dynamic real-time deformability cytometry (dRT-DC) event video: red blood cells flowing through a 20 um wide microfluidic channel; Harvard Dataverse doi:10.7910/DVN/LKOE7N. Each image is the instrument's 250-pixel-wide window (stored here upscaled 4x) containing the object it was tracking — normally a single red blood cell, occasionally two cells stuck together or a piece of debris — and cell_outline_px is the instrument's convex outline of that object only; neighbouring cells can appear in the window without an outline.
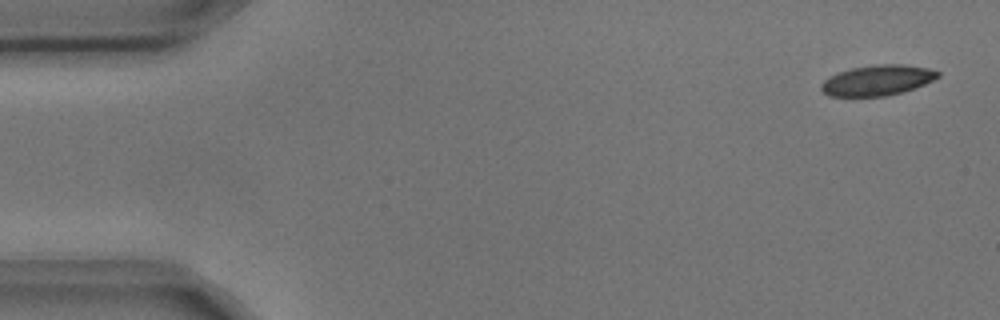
{"species": "common noctule bat (a hibernating species)", "species_latin": "Nyctalus noctula", "temperature_condition": "cold", "stored_images_in_passage": 9, "camera_frame_rate_fps": 3000, "um_per_image_px": 0.085, "animal": {"sex": "male", "body_mass_g": 17.9, "forearm_length_mm": 54.2}, "frame": {"image": 1, "passage_image": 1, "time_ms": 0.0, "image_size_px": [1000, 320], "cell_outline_px": [[940, 76], [916, 88], [884, 96], [828, 96], [820, 88], [820, 84], [824, 80], [840, 72], [852, 68], [876, 64], [904, 64], [928, 68], [940, 72]], "centroid_in_image_um": [74.59, 6.82], "position_along_channel_um": 10.4, "area_um2": 20.52}}
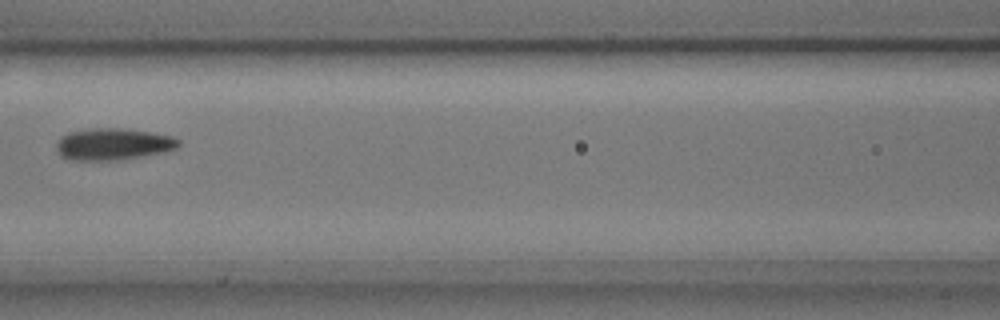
{"frame": {"image": 2, "passage_image": 7, "time_ms": 2.0, "image_size_px": [1000, 320], "cell_outline_px": [[180, 144], [176, 148], [164, 152], [116, 160], [68, 160], [60, 156], [56, 152], [56, 144], [60, 136], [68, 132], [92, 128], [120, 128], [148, 132], [172, 136], [180, 140]], "centroid_in_image_um": [9.55, 12.25], "position_along_channel_um": 157.0, "area_um2": 22.66}}
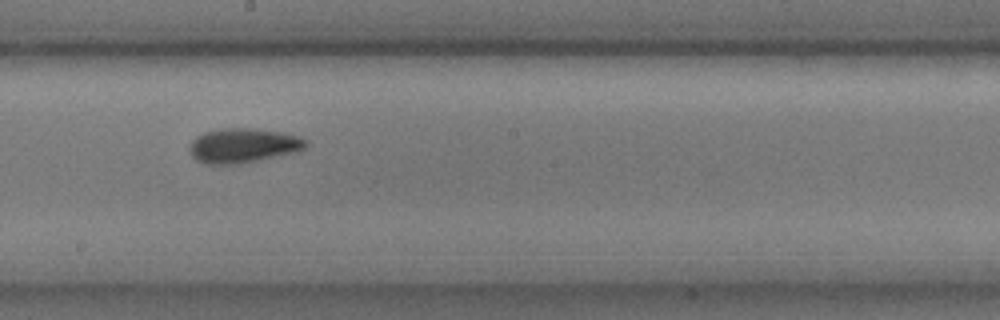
{"frame": {"image": 3, "passage_image": 9, "time_ms": 2.667, "image_size_px": [1000, 320], "cell_outline_px": [[308, 144], [304, 148], [292, 152], [240, 164], [204, 164], [196, 160], [188, 152], [188, 148], [192, 140], [196, 136], [204, 132], [224, 128], [248, 128], [280, 132], [300, 136], [308, 140]], "centroid_in_image_um": [20.61, 12.37], "position_along_channel_um": 227.6, "area_um2": 23.35}}